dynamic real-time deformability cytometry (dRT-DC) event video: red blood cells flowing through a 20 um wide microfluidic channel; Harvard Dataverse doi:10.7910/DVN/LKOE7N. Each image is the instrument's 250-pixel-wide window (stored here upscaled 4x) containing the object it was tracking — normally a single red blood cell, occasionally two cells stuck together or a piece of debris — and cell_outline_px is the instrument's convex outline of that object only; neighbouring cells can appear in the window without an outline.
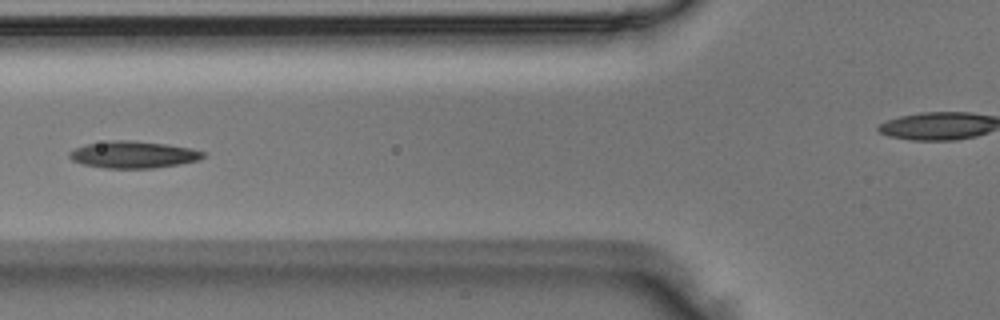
{"species": "Egyptian fruit bat (a non-hibernating species)", "species_latin": "Rousettus aegyptiacus", "temperature_condition": "room temperature", "stored_images_in_passage": 2, "camera_frame_rate_fps": 3000, "um_per_image_px": 0.085, "animal": {"sex": "male"}, "frame": {"image": 1, "passage_image": 2, "time_ms": 0.333, "image_size_px": [1000, 320], "cell_outline_px": [[204, 156], [200, 160], [180, 164], [152, 168], [104, 168], [84, 164], [72, 160], [68, 156], [68, 152], [76, 148], [88, 144], [108, 140], [132, 140], [164, 144], [192, 148], [204, 152]], "centroid_in_image_um": [11.33, 13.14], "position_along_channel_um": 114.5, "area_um2": 20.92}}